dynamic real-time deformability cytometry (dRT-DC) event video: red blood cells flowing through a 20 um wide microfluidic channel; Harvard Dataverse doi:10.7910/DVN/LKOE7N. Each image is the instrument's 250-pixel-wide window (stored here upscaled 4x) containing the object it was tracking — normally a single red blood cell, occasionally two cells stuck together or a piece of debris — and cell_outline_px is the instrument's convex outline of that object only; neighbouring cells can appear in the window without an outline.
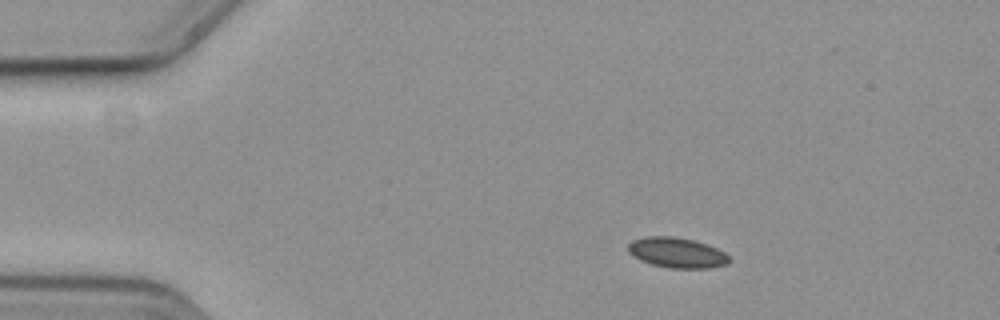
{"species": "common noctule bat (a hibernating species)", "species_latin": "Nyctalus noctula", "temperature_condition": "cold", "stored_images_in_passage": 48, "camera_frame_rate_fps": 3000, "um_per_image_px": 0.085, "animal": {"sex": "female", "body_mass_g": 19.3, "forearm_length_mm": 54.1}, "frame": {"image": 1, "passage_image": 1, "time_ms": 0.0, "image_size_px": [1000, 320], "cell_outline_px": [[732, 260], [728, 264], [708, 268], [668, 268], [652, 264], [640, 260], [632, 256], [628, 252], [628, 244], [632, 240], [644, 236], [672, 236], [696, 240], [708, 244], [724, 252]], "centroid_in_image_um": [57.53, 21.47], "position_along_channel_um": 27.5, "area_um2": 18.09}}
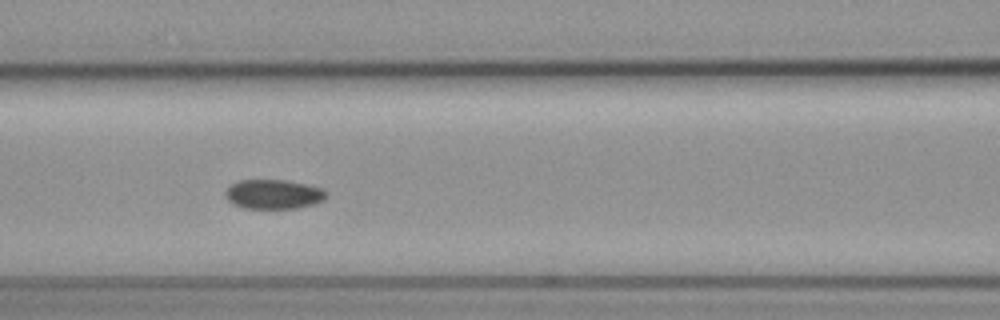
{"frame": {"image": 2, "passage_image": 16, "time_ms": 5.0, "image_size_px": [1000, 320], "cell_outline_px": [[328, 196], [324, 200], [316, 204], [296, 208], [244, 208], [232, 204], [224, 196], [224, 192], [232, 184], [240, 180], [284, 180], [308, 184], [324, 188], [328, 192]], "centroid_in_image_um": [23.3, 16.51], "position_along_channel_um": 143.3, "area_um2": 17.57}}
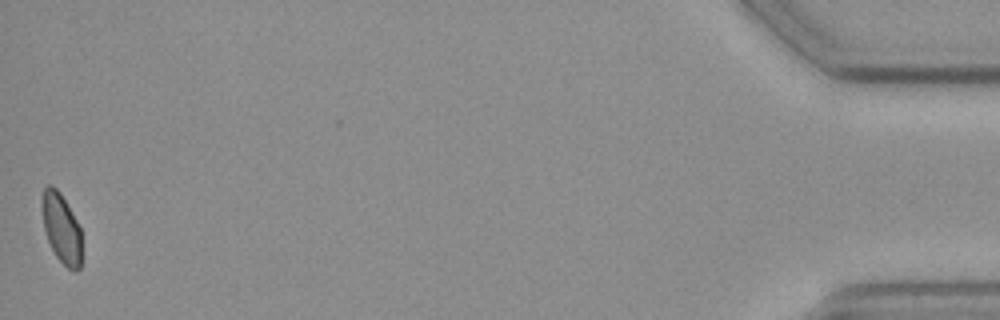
{"frame": {"image": 3, "passage_image": 48, "time_ms": 15.667, "image_size_px": [1000, 320], "cell_outline_px": [[80, 268], [76, 272], [72, 272], [56, 256], [48, 240], [44, 228], [40, 204], [40, 200], [44, 188], [48, 184], [52, 184], [60, 192], [76, 220], [80, 228]], "centroid_in_image_um": [5.18, 19.36], "position_along_channel_um": 430.0, "area_um2": 16.07}, "authors_computed_cell_mechanics": {"area_um2": 17.5712, "velocity_mm_per_s": 3.65, "shape_relaxation_time_tau1_ms": 3.6879, "shape_relaxation_time_tau2_ms": null, "deformation_change_tau1": 0.0465, "deformation_change_tau2": null}}